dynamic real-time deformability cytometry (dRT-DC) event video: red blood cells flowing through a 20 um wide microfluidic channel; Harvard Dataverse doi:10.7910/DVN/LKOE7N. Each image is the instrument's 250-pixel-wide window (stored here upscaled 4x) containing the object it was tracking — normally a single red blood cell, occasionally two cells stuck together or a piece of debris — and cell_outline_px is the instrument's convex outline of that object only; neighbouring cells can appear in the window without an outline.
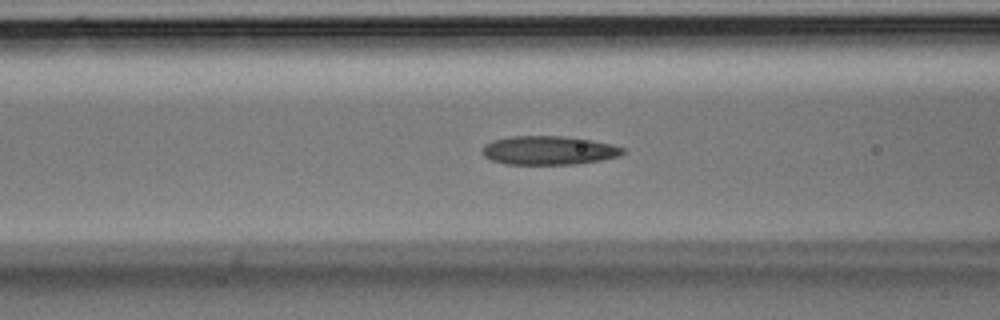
{"species": "Egyptian fruit bat (a non-hibernating species)", "species_latin": "Rousettus aegyptiacus", "temperature_condition": "room temperature", "stored_images_in_passage": 31, "camera_frame_rate_fps": 3000, "um_per_image_px": 0.085, "animal": {"sex": "male"}, "frame": {"image": 1, "passage_image": 8, "time_ms": 2.333, "image_size_px": [1000, 320], "cell_outline_px": [[628, 152], [620, 156], [600, 160], [572, 164], [508, 164], [492, 160], [484, 156], [484, 144], [492, 140], [512, 136], [564, 136], [592, 140], [612, 144], [624, 148]], "centroid_in_image_um": [46.69, 12.77], "position_along_channel_um": 119.9, "area_um2": 23.52}}
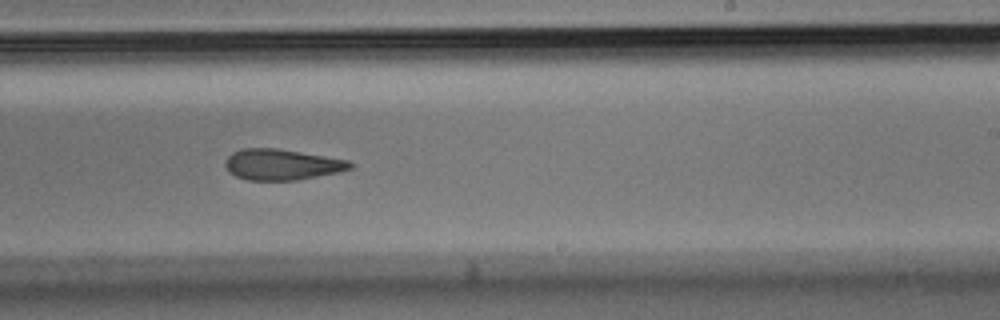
{"frame": {"image": 2, "passage_image": 16, "time_ms": 5.0, "image_size_px": [1000, 320], "cell_outline_px": [[352, 168], [340, 172], [296, 180], [248, 180], [236, 176], [228, 172], [224, 164], [224, 160], [232, 152], [240, 148], [276, 148], [348, 160], [352, 164]], "centroid_in_image_um": [23.91, 13.98], "position_along_channel_um": 265.1, "area_um2": 22.48}}
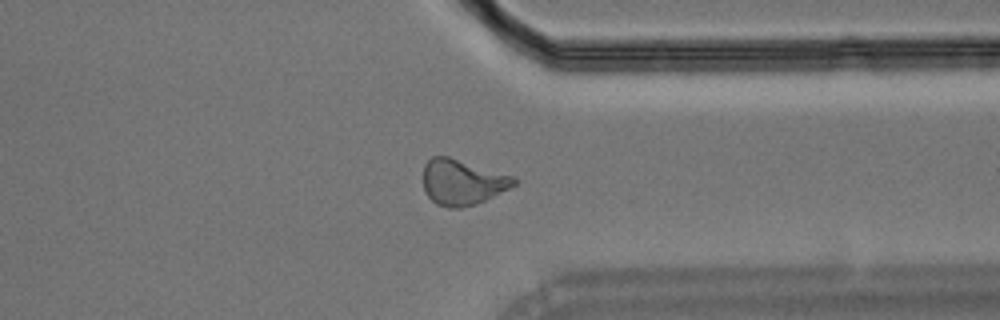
{"frame": {"image": 3, "passage_image": 22, "time_ms": 7.0, "image_size_px": [1000, 320], "cell_outline_px": [[520, 180], [516, 184], [476, 204], [460, 208], [448, 208], [436, 204], [424, 192], [424, 164], [432, 156], [448, 156], [512, 176]], "centroid_in_image_um": [39.27, 15.49], "position_along_channel_um": 372.1, "area_um2": 23.87}}